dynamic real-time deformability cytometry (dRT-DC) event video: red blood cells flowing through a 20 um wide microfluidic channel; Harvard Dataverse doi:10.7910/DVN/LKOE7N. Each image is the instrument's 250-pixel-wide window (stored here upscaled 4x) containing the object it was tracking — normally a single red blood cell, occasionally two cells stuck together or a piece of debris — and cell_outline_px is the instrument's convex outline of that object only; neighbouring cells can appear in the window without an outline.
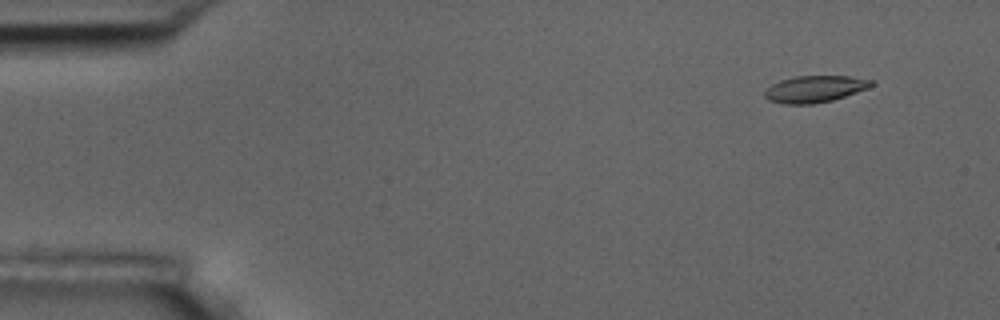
{"species": "common noctule bat (a hibernating species)", "species_latin": "Nyctalus noctula", "temperature_condition": "room temperature", "stored_images_in_passage": 15, "camera_frame_rate_fps": 3000, "um_per_image_px": 0.085, "animal": {"sex": "male", "body_mass_g": 17.5, "forearm_length_mm": 52.3}, "frame": {"image": 1, "passage_image": 2, "time_ms": 1.333, "image_size_px": [1000, 320], "cell_outline_px": [[872, 84], [868, 88], [832, 100], [812, 104], [784, 104], [768, 100], [764, 96], [764, 92], [772, 84], [780, 80], [796, 76], [848, 76], [872, 80]], "centroid_in_image_um": [69.21, 7.57], "position_along_channel_um": 15.8, "area_um2": 16.42}}
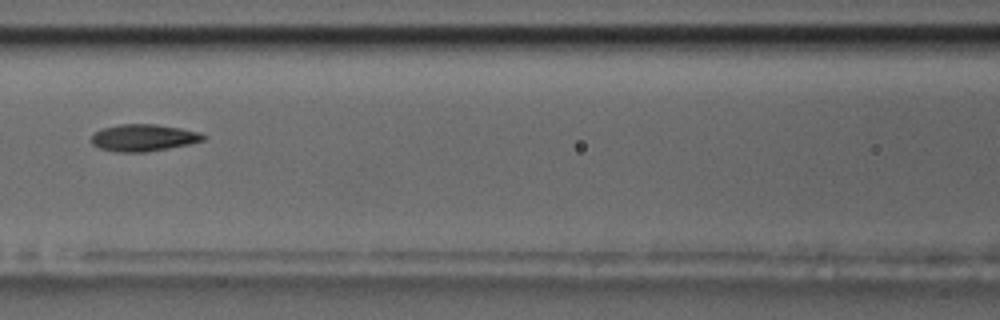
{"frame": {"image": 2, "passage_image": 7, "time_ms": 8.0, "image_size_px": [1000, 320], "cell_outline_px": [[208, 136], [204, 140], [188, 144], [168, 148], [144, 152], [116, 152], [100, 148], [92, 144], [92, 136], [96, 132], [104, 128], [120, 124], [156, 124], [180, 128], [200, 132]], "centroid_in_image_um": [12.23, 11.7], "position_along_channel_um": 154.4, "area_um2": 17.46}}
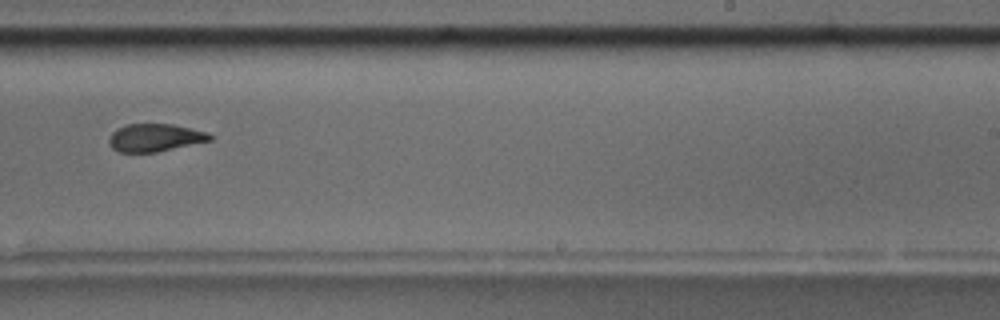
{"frame": {"image": 3, "passage_image": 10, "time_ms": 11.333, "image_size_px": [1000, 320], "cell_outline_px": [[212, 140], [156, 152], [120, 152], [112, 148], [108, 144], [108, 140], [112, 132], [116, 128], [128, 124], [172, 124], [192, 128], [208, 132], [212, 136]], "centroid_in_image_um": [13.16, 11.69], "position_along_channel_um": 275.8, "area_um2": 16.36}, "authors_computed_cell_mechanics": {"area_um2": 17.1088, "velocity_mm_per_s": 3.6619, "shape_relaxation_time_tau1_ms": null, "shape_relaxation_time_tau2_ms": 1.6815, "deformation_change_tau1": null, "deformation_change_tau2": 0.0799}}